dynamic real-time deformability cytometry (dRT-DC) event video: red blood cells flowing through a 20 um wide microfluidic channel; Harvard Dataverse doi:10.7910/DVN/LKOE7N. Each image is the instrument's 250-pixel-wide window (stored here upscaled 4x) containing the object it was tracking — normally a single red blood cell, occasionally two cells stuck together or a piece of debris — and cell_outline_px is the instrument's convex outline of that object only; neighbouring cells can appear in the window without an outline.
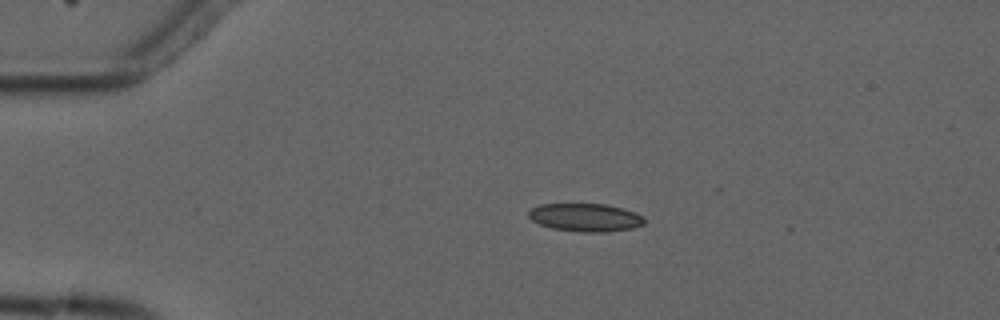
{"species": "common noctule bat (a hibernating species)", "species_latin": "Nyctalus noctula", "temperature_condition": "cold", "stored_images_in_passage": 5, "camera_frame_rate_fps": 3000, "um_per_image_px": 0.085, "animal": {"sex": "male", "forearm_length_mm": 52.5}, "frame": {"image": 1, "passage_image": 2, "time_ms": 1.0, "image_size_px": [1000, 320], "cell_outline_px": [[648, 220], [644, 224], [632, 228], [608, 232], [580, 232], [552, 228], [540, 224], [532, 220], [528, 216], [528, 212], [532, 208], [540, 204], [608, 204], [624, 208], [636, 212], [644, 216]], "centroid_in_image_um": [49.82, 18.48], "position_along_channel_um": 35.2, "area_um2": 19.19}}
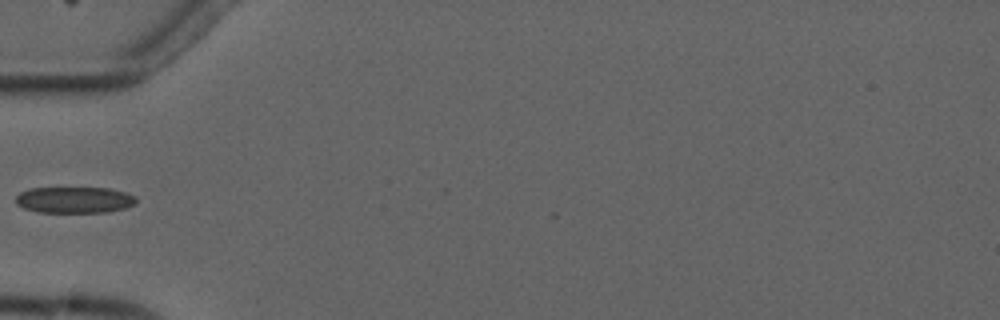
{"frame": {"image": 2, "passage_image": 4, "time_ms": 3.333, "image_size_px": [1000, 320], "cell_outline_px": [[136, 204], [124, 208], [108, 212], [36, 212], [24, 208], [16, 204], [16, 196], [20, 192], [28, 188], [108, 188], [124, 192], [136, 196]], "centroid_in_image_um": [6.31, 16.99], "position_along_channel_um": 78.7, "area_um2": 18.5}}
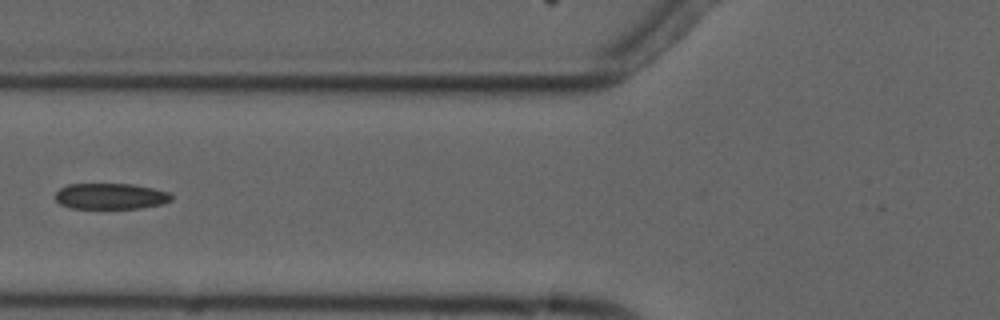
{"frame": {"image": 3, "passage_image": 5, "time_ms": 4.333, "image_size_px": [1000, 320], "cell_outline_px": [[172, 200], [160, 204], [140, 208], [72, 208], [60, 204], [56, 200], [56, 192], [60, 188], [68, 184], [136, 184], [168, 192], [172, 196]], "centroid_in_image_um": [9.39, 16.67], "position_along_channel_um": 116.4, "area_um2": 17.46}}